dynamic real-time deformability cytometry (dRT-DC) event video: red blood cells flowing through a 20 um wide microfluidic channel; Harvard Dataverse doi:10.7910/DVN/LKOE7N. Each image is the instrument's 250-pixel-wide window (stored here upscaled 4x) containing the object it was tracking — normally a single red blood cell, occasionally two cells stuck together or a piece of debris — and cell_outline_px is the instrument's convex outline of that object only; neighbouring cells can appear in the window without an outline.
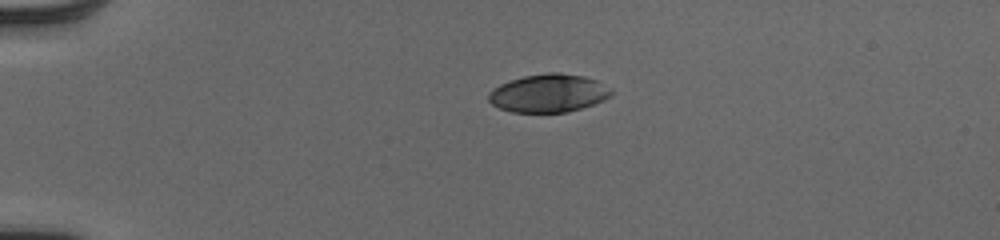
{"species": "human", "species_latin": "Homo sapiens", "temperature_condition": "cold", "stored_images_in_passage": 40, "camera_frame_rate_fps": 3000, "um_per_image_px": 0.085, "donor": {"sex": "male"}, "frame": {"image": 1, "passage_image": 1, "time_ms": 0.0, "image_size_px": [1000, 240], "cell_outline_px": [[612, 92], [604, 100], [568, 112], [512, 112], [500, 108], [492, 104], [488, 100], [488, 92], [492, 88], [500, 84], [524, 76], [552, 72], [560, 72], [584, 76], [596, 80]], "centroid_in_image_um": [46.57, 7.92], "position_along_channel_um": 38.4, "area_um2": 26.93}}
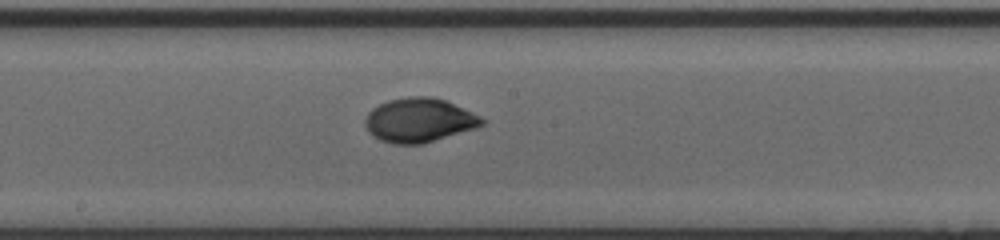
{"frame": {"image": 2, "passage_image": 18, "time_ms": 5.667, "image_size_px": [1000, 240], "cell_outline_px": [[484, 124], [476, 128], [420, 144], [392, 144], [380, 140], [372, 136], [368, 132], [364, 124], [364, 120], [368, 112], [372, 108], [388, 100], [408, 96], [432, 96], [444, 100], [472, 112], [480, 116], [484, 120]], "centroid_in_image_um": [35.58, 10.21], "position_along_channel_um": 212.6, "area_um2": 30.0}}
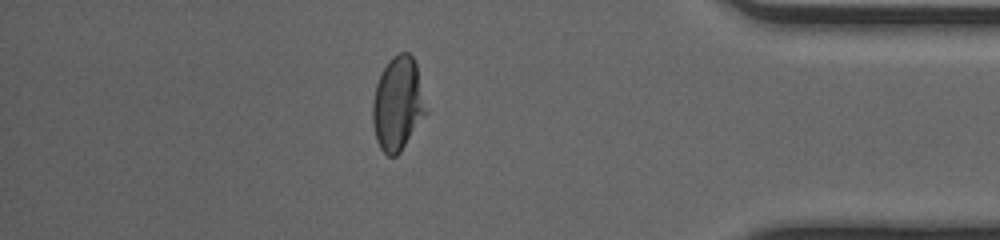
{"frame": {"image": 3, "passage_image": 34, "time_ms": 11.0, "image_size_px": [1000, 240], "cell_outline_px": [[428, 112], [400, 152], [396, 156], [388, 156], [380, 148], [376, 140], [372, 124], [372, 104], [376, 84], [388, 60], [392, 56], [400, 52], [408, 52], [412, 56], [416, 64]], "centroid_in_image_um": [33.81, 8.83], "position_along_channel_um": 401.4, "area_um2": 29.25}, "authors_computed_cell_mechanics": {"area_um2": 29.0445, "velocity_mm_per_s": 4.055, "shape_relaxation_time_tau1_ms": 3.1091, "shape_relaxation_time_tau2_ms": 0.8138, "deformation_change_tau1": 0.1492, "deformation_change_tau2": 0.0314}}